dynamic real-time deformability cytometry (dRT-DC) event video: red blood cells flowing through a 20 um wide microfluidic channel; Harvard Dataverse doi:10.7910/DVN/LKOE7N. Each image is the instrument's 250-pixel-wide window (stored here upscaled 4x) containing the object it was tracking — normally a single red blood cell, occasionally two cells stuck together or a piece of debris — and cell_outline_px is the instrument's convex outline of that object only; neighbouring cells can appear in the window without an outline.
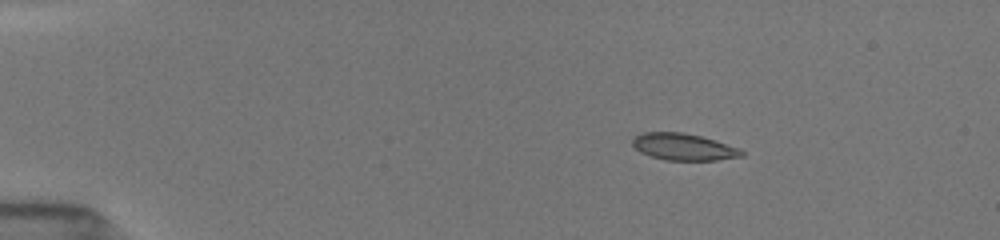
{"species": "common noctule bat (a hibernating species)", "species_latin": "Nyctalus noctula", "temperature_condition": "room temperature", "stored_images_in_passage": 10, "camera_frame_rate_fps": 3000, "um_per_image_px": 0.085, "animal": {"sex": "female", "body_mass_g": 19.5, "forearm_length_mm": 54.1}, "frame": {"image": 1, "passage_image": 1, "time_ms": 0.0, "image_size_px": [1000, 240], "cell_outline_px": [[744, 156], [716, 160], [664, 160], [640, 152], [632, 144], [632, 140], [636, 136], [644, 132], [684, 132], [700, 136], [740, 148], [744, 152]], "centroid_in_image_um": [58.11, 12.48], "position_along_channel_um": 26.9, "area_um2": 16.94}}